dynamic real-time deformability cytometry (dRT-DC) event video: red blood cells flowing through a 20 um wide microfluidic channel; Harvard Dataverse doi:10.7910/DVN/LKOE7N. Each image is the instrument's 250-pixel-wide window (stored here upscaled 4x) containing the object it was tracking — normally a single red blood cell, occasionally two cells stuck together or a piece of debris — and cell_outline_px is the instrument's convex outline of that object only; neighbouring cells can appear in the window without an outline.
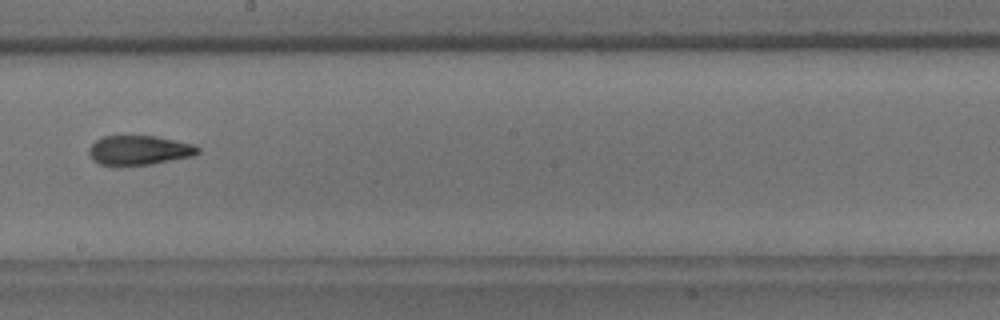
{"species": "common noctule bat (a hibernating species)", "species_latin": "Nyctalus noctula", "temperature_condition": "room temperature", "stored_images_in_passage": 15, "camera_frame_rate_fps": 3000, "um_per_image_px": 0.085, "animal": {"sex": "male", "body_mass_g": 18.8}, "frame": {"image": 1, "passage_image": 9, "time_ms": 2.667, "image_size_px": [1000, 320], "cell_outline_px": [[200, 152], [192, 156], [152, 164], [100, 164], [92, 160], [88, 152], [88, 148], [96, 140], [104, 136], [156, 136], [192, 144], [200, 148]], "centroid_in_image_um": [11.82, 12.75], "position_along_channel_um": 236.4, "area_um2": 18.38}}
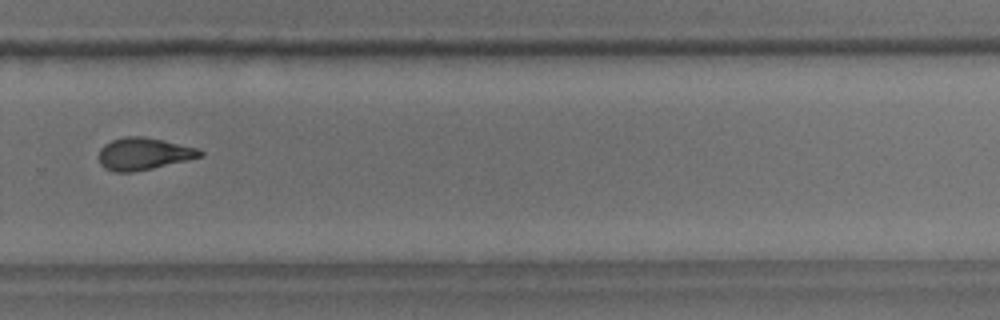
{"frame": {"image": 2, "passage_image": 11, "time_ms": 3.333, "image_size_px": [1000, 320], "cell_outline_px": [[204, 156], [188, 160], [152, 168], [132, 172], [116, 172], [104, 168], [100, 164], [100, 148], [104, 144], [112, 140], [124, 136], [144, 136], [196, 148], [204, 152]], "centroid_in_image_um": [12.2, 13.07], "position_along_channel_um": 317.6, "area_um2": 18.84}}
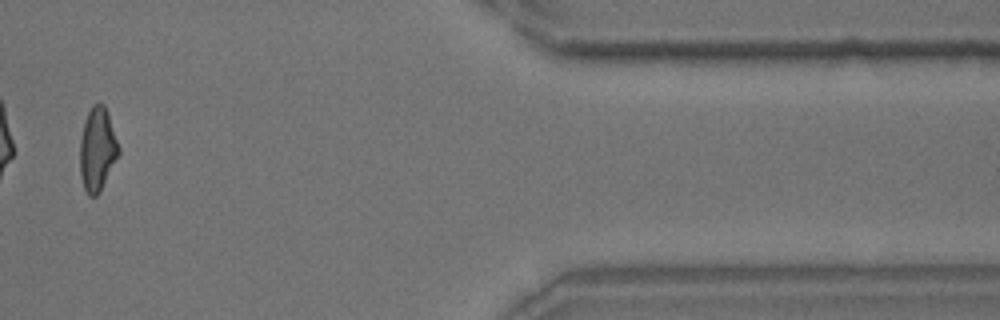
{"frame": {"image": 3, "passage_image": 14, "time_ms": 4.333, "image_size_px": [1000, 320], "cell_outline_px": [[120, 152], [100, 192], [96, 196], [88, 196], [84, 188], [80, 176], [80, 140], [84, 120], [92, 104], [104, 104], [108, 112], [120, 148]], "centroid_in_image_um": [8.27, 12.69], "position_along_channel_um": 403.1, "area_um2": 18.96}}